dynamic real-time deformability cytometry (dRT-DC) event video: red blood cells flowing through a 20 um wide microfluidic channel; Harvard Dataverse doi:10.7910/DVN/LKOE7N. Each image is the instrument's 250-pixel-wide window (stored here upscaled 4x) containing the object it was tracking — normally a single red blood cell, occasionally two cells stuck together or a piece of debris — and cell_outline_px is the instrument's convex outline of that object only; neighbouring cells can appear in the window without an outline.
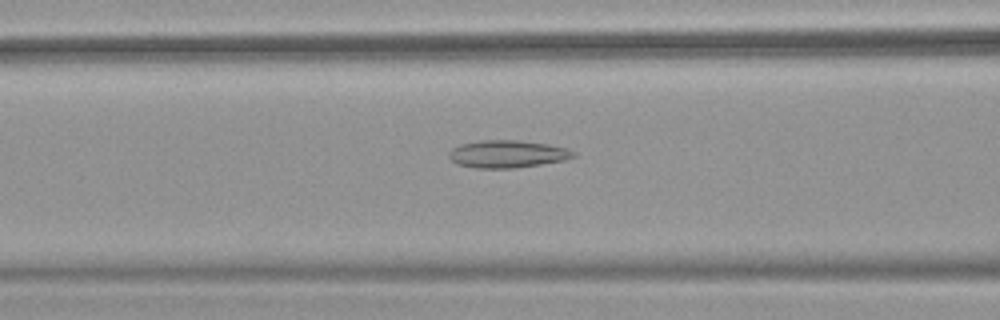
{"species": "common noctule bat (a hibernating species)", "species_latin": "Nyctalus noctula", "temperature_condition": "warm", "stored_images_in_passage": 51, "camera_frame_rate_fps": 3000, "um_per_image_px": 0.085, "animal": {"sex": "female", "body_mass_g": 18.4}, "frame": {"image": 1, "passage_image": 21, "time_ms": 6.667, "image_size_px": [1000, 320], "cell_outline_px": [[576, 156], [564, 160], [540, 164], [512, 168], [476, 168], [456, 164], [448, 156], [448, 152], [452, 148], [460, 144], [480, 140], [516, 140], [548, 144], [568, 148], [576, 152]], "centroid_in_image_um": [43.11, 13.08], "position_along_channel_um": 123.5, "area_um2": 20.0}}
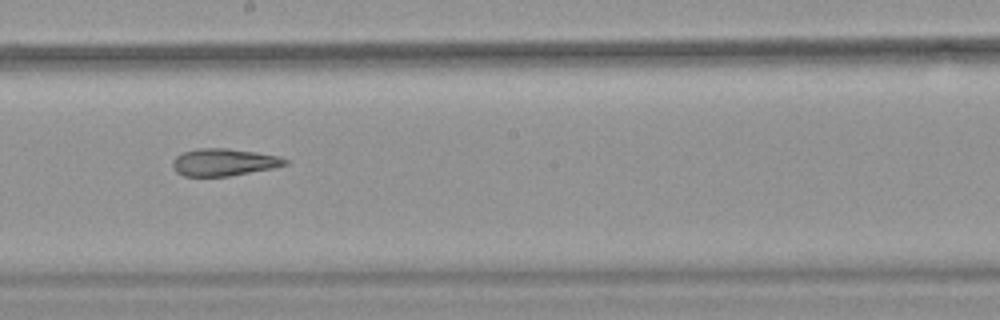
{"frame": {"image": 2, "passage_image": 29, "time_ms": 9.333, "image_size_px": [1000, 320], "cell_outline_px": [[288, 164], [272, 168], [228, 176], [184, 176], [176, 172], [172, 164], [172, 160], [180, 152], [196, 148], [228, 148], [256, 152], [280, 156], [288, 160]], "centroid_in_image_um": [18.99, 13.77], "position_along_channel_um": 229.2, "area_um2": 17.98}}
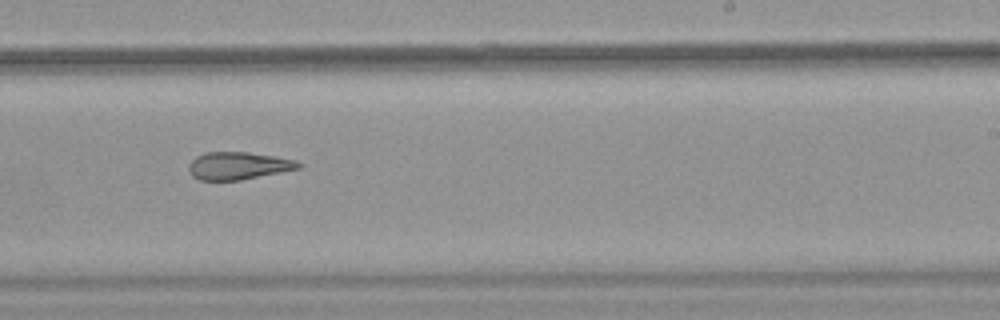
{"frame": {"image": 3, "passage_image": 32, "time_ms": 10.333, "image_size_px": [1000, 320], "cell_outline_px": [[304, 164], [300, 168], [240, 180], [200, 180], [192, 176], [188, 168], [188, 164], [196, 156], [204, 152], [248, 152], [276, 156], [296, 160]], "centroid_in_image_um": [20.25, 14.08], "position_along_channel_um": 268.7, "area_um2": 17.69}, "authors_computed_cell_mechanics": {"area_um2": 21.2704, "velocity_mm_per_s": 3.9759, "shape_relaxation_time_tau1_ms": null, "shape_relaxation_time_tau2_ms": 2.684, "deformation_change_tau1": null, "deformation_change_tau2": 0.1238}}